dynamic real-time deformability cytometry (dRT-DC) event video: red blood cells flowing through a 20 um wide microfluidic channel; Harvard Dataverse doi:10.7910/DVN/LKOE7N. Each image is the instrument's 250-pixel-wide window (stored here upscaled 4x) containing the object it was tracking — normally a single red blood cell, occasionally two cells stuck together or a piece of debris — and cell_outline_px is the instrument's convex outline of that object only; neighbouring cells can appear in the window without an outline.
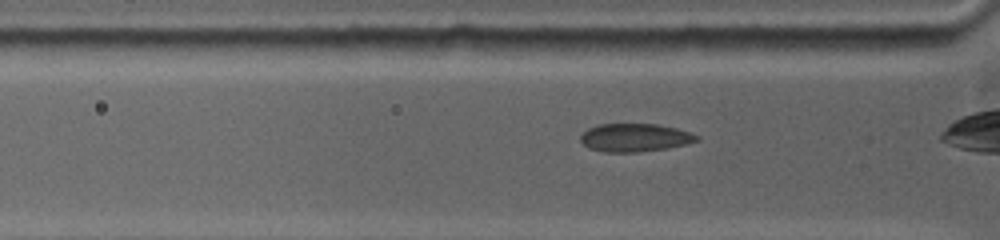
{"species": "common noctule bat (a hibernating species)", "species_latin": "Nyctalus noctula", "temperature_condition": "warm", "stored_images_in_passage": 46, "camera_frame_rate_fps": 5000, "um_per_image_px": 0.085, "animal": {"sex": "female", "body_mass_g": 19.0, "forearm_length_mm": 53.3}, "frame": {"image": 1, "passage_image": 6, "time_ms": 1.2, "image_size_px": [1000, 240], "cell_outline_px": [[700, 136], [696, 140], [684, 144], [664, 148], [636, 152], [604, 152], [592, 148], [584, 144], [580, 140], [580, 136], [588, 128], [596, 124], [656, 124], [676, 128]], "centroid_in_image_um": [53.91, 11.68], "position_along_channel_um": 71.9, "area_um2": 18.67}}
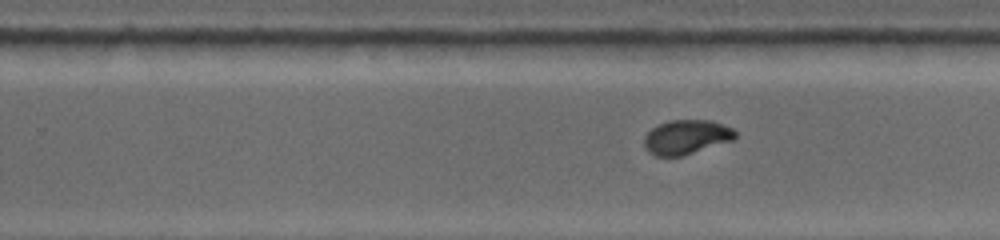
{"frame": {"image": 2, "passage_image": 18, "time_ms": 6.4, "image_size_px": [1000, 240], "cell_outline_px": [[736, 136], [732, 140], [680, 156], [656, 156], [644, 144], [644, 136], [652, 128], [668, 120], [712, 120], [732, 128], [736, 132]], "centroid_in_image_um": [58.35, 11.62], "position_along_channel_um": 271.5, "area_um2": 17.86}}
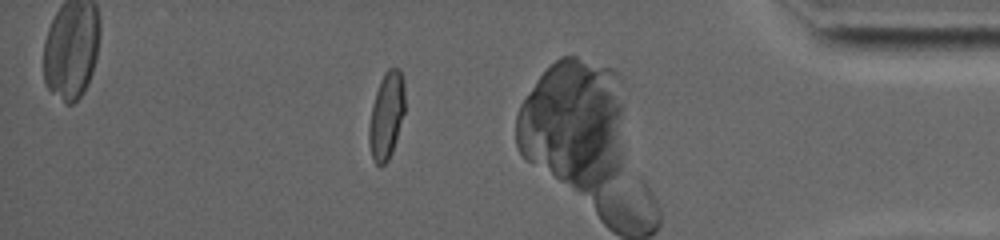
{"frame": {"image": 3, "passage_image": 36, "time_ms": 11.0, "image_size_px": [1000, 240], "cell_outline_px": [[404, 112], [396, 140], [392, 152], [388, 160], [380, 168], [376, 164], [372, 156], [368, 144], [368, 128], [372, 104], [380, 80], [384, 72], [388, 68], [400, 68], [404, 80]], "centroid_in_image_um": [32.84, 9.82], "position_along_channel_um": 402.4, "area_um2": 18.32}, "authors_computed_cell_mechanics": {"area_um2": 18.3804, "velocity_mm_per_s": 3.8433, "shape_relaxation_time_tau1_ms": 8.7187, "shape_relaxation_time_tau2_ms": null, "deformation_change_tau1": 0.2296, "deformation_change_tau2": null}}